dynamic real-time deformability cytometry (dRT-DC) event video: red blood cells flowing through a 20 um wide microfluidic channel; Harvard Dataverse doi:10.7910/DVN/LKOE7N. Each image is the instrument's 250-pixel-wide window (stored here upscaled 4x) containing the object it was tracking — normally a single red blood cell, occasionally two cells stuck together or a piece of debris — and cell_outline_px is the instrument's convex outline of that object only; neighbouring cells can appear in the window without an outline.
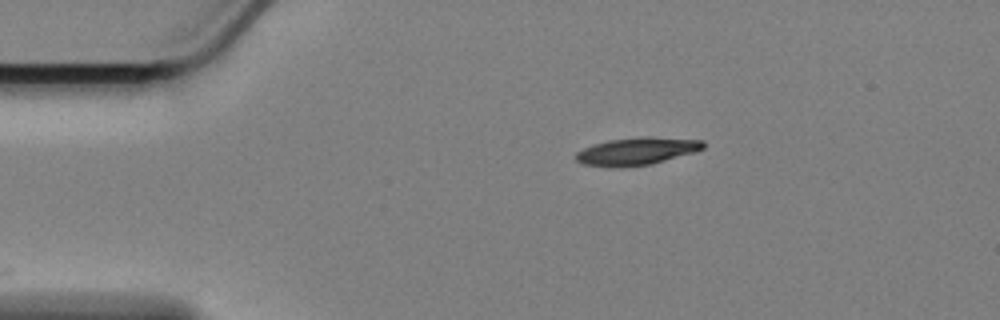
{"species": "Egyptian fruit bat (a non-hibernating species)", "species_latin": "Rousettus aegyptiacus", "temperature_condition": "cold", "stored_images_in_passage": 31, "camera_frame_rate_fps": 3000, "um_per_image_px": 0.085, "animal": {"sex": "female"}, "frame": {"image": 1, "passage_image": 1, "time_ms": 0.0, "image_size_px": [1000, 320], "cell_outline_px": [[704, 148], [696, 152], [648, 164], [608, 168], [584, 164], [576, 160], [576, 152], [592, 144], [608, 140], [644, 136], [704, 140]], "centroid_in_image_um": [54.11, 12.84], "position_along_channel_um": 30.9, "area_um2": 20.35}}
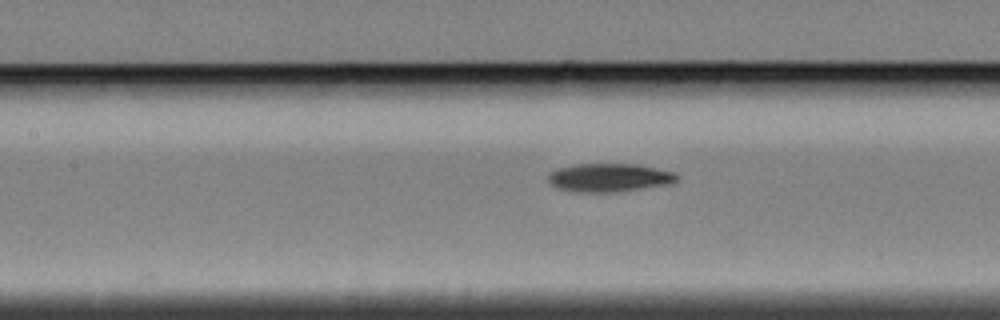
{"frame": {"image": 2, "passage_image": 16, "time_ms": 5.0, "image_size_px": [1000, 320], "cell_outline_px": [[680, 176], [672, 184], [612, 192], [576, 192], [560, 188], [552, 184], [548, 180], [548, 172], [556, 168], [576, 164], [636, 164], [676, 172]], "centroid_in_image_um": [51.8, 15.09], "position_along_channel_um": 155.6, "area_um2": 21.33}}
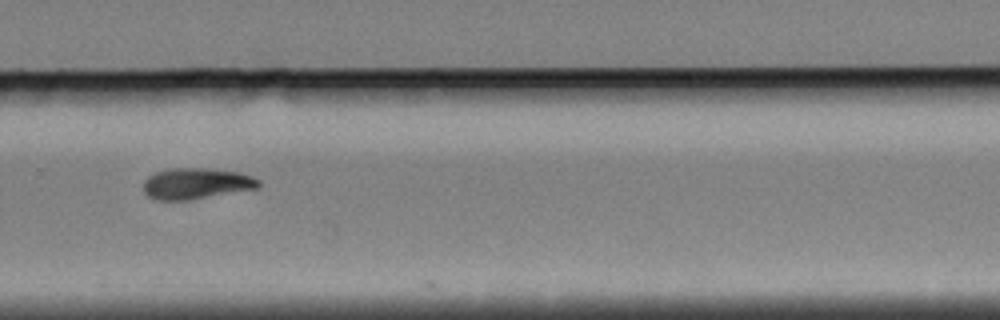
{"frame": {"image": 3, "passage_image": 30, "time_ms": 9.667, "image_size_px": [1000, 320], "cell_outline_px": [[260, 188], [188, 200], [156, 200], [148, 196], [144, 192], [144, 180], [148, 176], [156, 172], [172, 168], [208, 168], [240, 172], [252, 176], [260, 180]], "centroid_in_image_um": [16.71, 15.6], "position_along_channel_um": 313.1, "area_um2": 20.98}}